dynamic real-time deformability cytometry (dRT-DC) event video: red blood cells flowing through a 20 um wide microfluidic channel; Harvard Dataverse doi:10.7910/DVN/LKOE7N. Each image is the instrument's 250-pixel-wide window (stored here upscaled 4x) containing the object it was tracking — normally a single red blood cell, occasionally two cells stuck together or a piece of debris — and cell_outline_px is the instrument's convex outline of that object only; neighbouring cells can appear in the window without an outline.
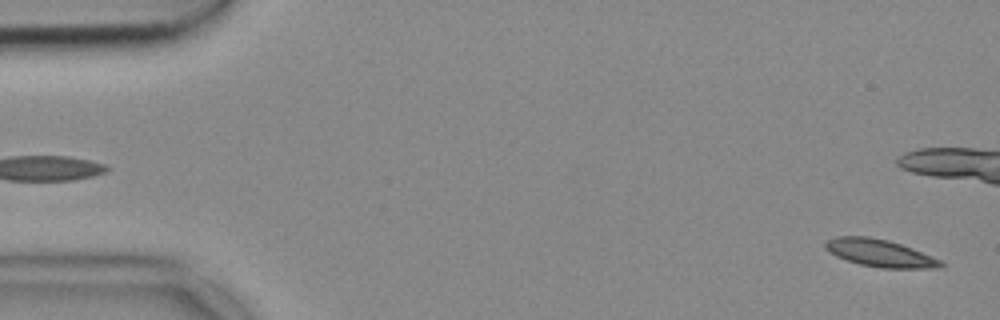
{"species": "common noctule bat (a hibernating species)", "species_latin": "Nyctalus noctula", "temperature_condition": "cold", "stored_images_in_passage": 53, "camera_frame_rate_fps": 3000, "um_per_image_px": 0.085, "animal": {"sex": "female", "body_mass_g": 18.4}, "frame": {"image": 1, "passage_image": 1, "time_ms": 0.0, "image_size_px": [1000, 320], "cell_outline_px": [[944, 264], [936, 268], [880, 268], [860, 264], [836, 256], [828, 252], [824, 248], [824, 244], [828, 240], [836, 236], [868, 236], [888, 240], [912, 248], [940, 260]], "centroid_in_image_um": [74.74, 21.5], "position_along_channel_um": 10.3, "area_um2": 18.26}}
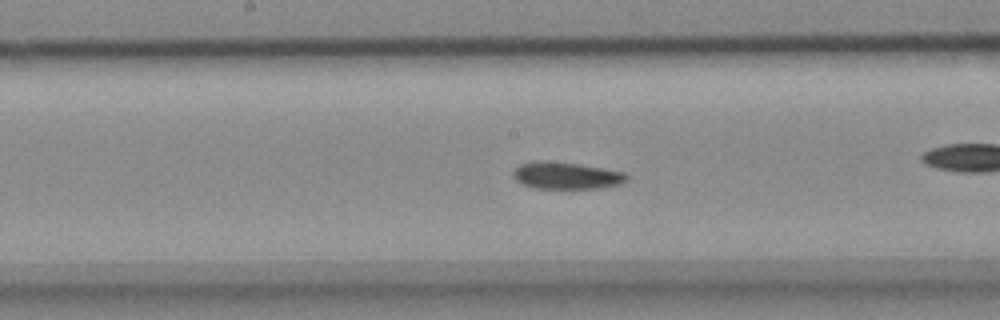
{"frame": {"image": 2, "passage_image": 26, "time_ms": 8.333, "image_size_px": [1000, 320], "cell_outline_px": [[628, 180], [624, 184], [600, 188], [532, 188], [516, 180], [512, 176], [512, 172], [520, 164], [532, 160], [548, 160], [580, 164], [624, 172], [628, 176]], "centroid_in_image_um": [48.14, 14.91], "position_along_channel_um": 200.1, "area_um2": 18.15}}
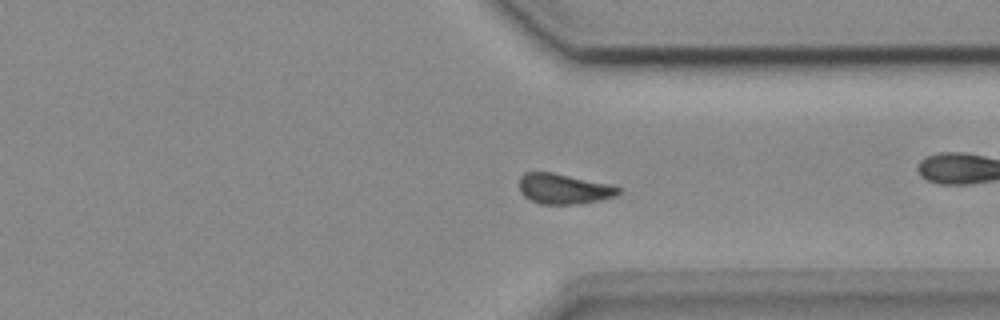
{"frame": {"image": 3, "passage_image": 39, "time_ms": 12.667, "image_size_px": [1000, 320], "cell_outline_px": [[624, 188], [616, 196], [600, 200], [576, 204], [540, 204], [524, 196], [520, 192], [520, 176], [524, 172], [552, 172], [612, 184]], "centroid_in_image_um": [47.96, 16.04], "position_along_channel_um": 363.4, "area_um2": 17.69}}